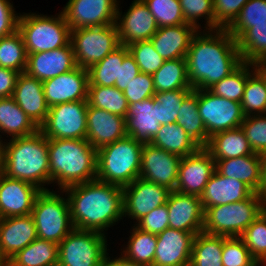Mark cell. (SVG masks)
Instances as JSON below:
<instances>
[{
    "label": "cell",
    "instance_id": "cell-1",
    "mask_svg": "<svg viewBox=\"0 0 266 266\" xmlns=\"http://www.w3.org/2000/svg\"><path fill=\"white\" fill-rule=\"evenodd\" d=\"M185 58L193 89H209L242 63L237 41L227 29L198 30Z\"/></svg>",
    "mask_w": 266,
    "mask_h": 266
},
{
    "label": "cell",
    "instance_id": "cell-2",
    "mask_svg": "<svg viewBox=\"0 0 266 266\" xmlns=\"http://www.w3.org/2000/svg\"><path fill=\"white\" fill-rule=\"evenodd\" d=\"M75 229L107 233L123 220V188L97 179L63 189ZM105 230V231H104Z\"/></svg>",
    "mask_w": 266,
    "mask_h": 266
},
{
    "label": "cell",
    "instance_id": "cell-3",
    "mask_svg": "<svg viewBox=\"0 0 266 266\" xmlns=\"http://www.w3.org/2000/svg\"><path fill=\"white\" fill-rule=\"evenodd\" d=\"M2 142L1 173L28 182L41 191L51 190L48 138L40 130ZM45 186V187H44Z\"/></svg>",
    "mask_w": 266,
    "mask_h": 266
},
{
    "label": "cell",
    "instance_id": "cell-4",
    "mask_svg": "<svg viewBox=\"0 0 266 266\" xmlns=\"http://www.w3.org/2000/svg\"><path fill=\"white\" fill-rule=\"evenodd\" d=\"M50 185L58 190L96 179L97 150L86 139H48Z\"/></svg>",
    "mask_w": 266,
    "mask_h": 266
},
{
    "label": "cell",
    "instance_id": "cell-5",
    "mask_svg": "<svg viewBox=\"0 0 266 266\" xmlns=\"http://www.w3.org/2000/svg\"><path fill=\"white\" fill-rule=\"evenodd\" d=\"M141 142L125 136L97 149L96 179L124 187L140 175Z\"/></svg>",
    "mask_w": 266,
    "mask_h": 266
},
{
    "label": "cell",
    "instance_id": "cell-6",
    "mask_svg": "<svg viewBox=\"0 0 266 266\" xmlns=\"http://www.w3.org/2000/svg\"><path fill=\"white\" fill-rule=\"evenodd\" d=\"M265 208L266 199L254 192L242 201L209 207L204 212L203 232L240 237Z\"/></svg>",
    "mask_w": 266,
    "mask_h": 266
},
{
    "label": "cell",
    "instance_id": "cell-7",
    "mask_svg": "<svg viewBox=\"0 0 266 266\" xmlns=\"http://www.w3.org/2000/svg\"><path fill=\"white\" fill-rule=\"evenodd\" d=\"M18 31L27 54L52 51L70 43L71 30L61 11L51 17L41 13H20Z\"/></svg>",
    "mask_w": 266,
    "mask_h": 266
},
{
    "label": "cell",
    "instance_id": "cell-8",
    "mask_svg": "<svg viewBox=\"0 0 266 266\" xmlns=\"http://www.w3.org/2000/svg\"><path fill=\"white\" fill-rule=\"evenodd\" d=\"M63 194V190L52 189L37 195L31 215L39 239L59 244L74 229L69 202Z\"/></svg>",
    "mask_w": 266,
    "mask_h": 266
},
{
    "label": "cell",
    "instance_id": "cell-9",
    "mask_svg": "<svg viewBox=\"0 0 266 266\" xmlns=\"http://www.w3.org/2000/svg\"><path fill=\"white\" fill-rule=\"evenodd\" d=\"M70 43L76 65L85 69L103 60L121 45L116 23L73 29L70 33Z\"/></svg>",
    "mask_w": 266,
    "mask_h": 266
},
{
    "label": "cell",
    "instance_id": "cell-10",
    "mask_svg": "<svg viewBox=\"0 0 266 266\" xmlns=\"http://www.w3.org/2000/svg\"><path fill=\"white\" fill-rule=\"evenodd\" d=\"M107 246L106 235L74 228L59 243L57 266H102Z\"/></svg>",
    "mask_w": 266,
    "mask_h": 266
},
{
    "label": "cell",
    "instance_id": "cell-11",
    "mask_svg": "<svg viewBox=\"0 0 266 266\" xmlns=\"http://www.w3.org/2000/svg\"><path fill=\"white\" fill-rule=\"evenodd\" d=\"M87 108V101L49 107L46 120L39 130L48 139H86Z\"/></svg>",
    "mask_w": 266,
    "mask_h": 266
},
{
    "label": "cell",
    "instance_id": "cell-12",
    "mask_svg": "<svg viewBox=\"0 0 266 266\" xmlns=\"http://www.w3.org/2000/svg\"><path fill=\"white\" fill-rule=\"evenodd\" d=\"M198 111L209 137L239 128L245 119L240 102L216 96L208 89H198Z\"/></svg>",
    "mask_w": 266,
    "mask_h": 266
},
{
    "label": "cell",
    "instance_id": "cell-13",
    "mask_svg": "<svg viewBox=\"0 0 266 266\" xmlns=\"http://www.w3.org/2000/svg\"><path fill=\"white\" fill-rule=\"evenodd\" d=\"M123 188V217L131 218L134 225L153 209L167 203L171 190L138 177Z\"/></svg>",
    "mask_w": 266,
    "mask_h": 266
},
{
    "label": "cell",
    "instance_id": "cell-14",
    "mask_svg": "<svg viewBox=\"0 0 266 266\" xmlns=\"http://www.w3.org/2000/svg\"><path fill=\"white\" fill-rule=\"evenodd\" d=\"M119 0H69L62 8L70 30L116 23Z\"/></svg>",
    "mask_w": 266,
    "mask_h": 266
},
{
    "label": "cell",
    "instance_id": "cell-15",
    "mask_svg": "<svg viewBox=\"0 0 266 266\" xmlns=\"http://www.w3.org/2000/svg\"><path fill=\"white\" fill-rule=\"evenodd\" d=\"M181 157L148 143L141 151L139 177L174 191Z\"/></svg>",
    "mask_w": 266,
    "mask_h": 266
},
{
    "label": "cell",
    "instance_id": "cell-16",
    "mask_svg": "<svg viewBox=\"0 0 266 266\" xmlns=\"http://www.w3.org/2000/svg\"><path fill=\"white\" fill-rule=\"evenodd\" d=\"M215 160L205 147L181 158L175 191L201 196L215 171Z\"/></svg>",
    "mask_w": 266,
    "mask_h": 266
},
{
    "label": "cell",
    "instance_id": "cell-17",
    "mask_svg": "<svg viewBox=\"0 0 266 266\" xmlns=\"http://www.w3.org/2000/svg\"><path fill=\"white\" fill-rule=\"evenodd\" d=\"M117 7L116 25L118 28L119 42L129 45L138 41L150 40L157 32L158 25L143 0L132 1L129 9L124 14Z\"/></svg>",
    "mask_w": 266,
    "mask_h": 266
},
{
    "label": "cell",
    "instance_id": "cell-18",
    "mask_svg": "<svg viewBox=\"0 0 266 266\" xmlns=\"http://www.w3.org/2000/svg\"><path fill=\"white\" fill-rule=\"evenodd\" d=\"M88 71L77 66L70 72L43 81V91L49 107L73 102L87 101Z\"/></svg>",
    "mask_w": 266,
    "mask_h": 266
},
{
    "label": "cell",
    "instance_id": "cell-19",
    "mask_svg": "<svg viewBox=\"0 0 266 266\" xmlns=\"http://www.w3.org/2000/svg\"><path fill=\"white\" fill-rule=\"evenodd\" d=\"M195 236L172 228L157 234L153 266H189Z\"/></svg>",
    "mask_w": 266,
    "mask_h": 266
},
{
    "label": "cell",
    "instance_id": "cell-20",
    "mask_svg": "<svg viewBox=\"0 0 266 266\" xmlns=\"http://www.w3.org/2000/svg\"><path fill=\"white\" fill-rule=\"evenodd\" d=\"M40 192L36 186L9 178L0 172V218L31 214Z\"/></svg>",
    "mask_w": 266,
    "mask_h": 266
},
{
    "label": "cell",
    "instance_id": "cell-21",
    "mask_svg": "<svg viewBox=\"0 0 266 266\" xmlns=\"http://www.w3.org/2000/svg\"><path fill=\"white\" fill-rule=\"evenodd\" d=\"M167 208L169 228L198 234L203 232L204 209L199 196L171 191Z\"/></svg>",
    "mask_w": 266,
    "mask_h": 266
},
{
    "label": "cell",
    "instance_id": "cell-22",
    "mask_svg": "<svg viewBox=\"0 0 266 266\" xmlns=\"http://www.w3.org/2000/svg\"><path fill=\"white\" fill-rule=\"evenodd\" d=\"M125 136V117L88 105L86 140L96 150Z\"/></svg>",
    "mask_w": 266,
    "mask_h": 266
},
{
    "label": "cell",
    "instance_id": "cell-23",
    "mask_svg": "<svg viewBox=\"0 0 266 266\" xmlns=\"http://www.w3.org/2000/svg\"><path fill=\"white\" fill-rule=\"evenodd\" d=\"M75 55L71 43L65 47L39 53L28 54L25 72L45 81L76 68Z\"/></svg>",
    "mask_w": 266,
    "mask_h": 266
},
{
    "label": "cell",
    "instance_id": "cell-24",
    "mask_svg": "<svg viewBox=\"0 0 266 266\" xmlns=\"http://www.w3.org/2000/svg\"><path fill=\"white\" fill-rule=\"evenodd\" d=\"M38 238L31 214L0 218V257L8 261Z\"/></svg>",
    "mask_w": 266,
    "mask_h": 266
},
{
    "label": "cell",
    "instance_id": "cell-25",
    "mask_svg": "<svg viewBox=\"0 0 266 266\" xmlns=\"http://www.w3.org/2000/svg\"><path fill=\"white\" fill-rule=\"evenodd\" d=\"M12 97L38 128L44 123L49 106L45 99L42 81L26 72L20 73Z\"/></svg>",
    "mask_w": 266,
    "mask_h": 266
},
{
    "label": "cell",
    "instance_id": "cell-26",
    "mask_svg": "<svg viewBox=\"0 0 266 266\" xmlns=\"http://www.w3.org/2000/svg\"><path fill=\"white\" fill-rule=\"evenodd\" d=\"M158 107L154 97L129 105L126 116V135L142 144L150 143L161 127L157 121Z\"/></svg>",
    "mask_w": 266,
    "mask_h": 266
},
{
    "label": "cell",
    "instance_id": "cell-27",
    "mask_svg": "<svg viewBox=\"0 0 266 266\" xmlns=\"http://www.w3.org/2000/svg\"><path fill=\"white\" fill-rule=\"evenodd\" d=\"M197 31L198 29L191 24L163 26L158 28L150 41L164 60L185 58Z\"/></svg>",
    "mask_w": 266,
    "mask_h": 266
},
{
    "label": "cell",
    "instance_id": "cell-28",
    "mask_svg": "<svg viewBox=\"0 0 266 266\" xmlns=\"http://www.w3.org/2000/svg\"><path fill=\"white\" fill-rule=\"evenodd\" d=\"M253 191L242 181L221 175L216 169L200 196L204 212L212 206L247 199Z\"/></svg>",
    "mask_w": 266,
    "mask_h": 266
},
{
    "label": "cell",
    "instance_id": "cell-29",
    "mask_svg": "<svg viewBox=\"0 0 266 266\" xmlns=\"http://www.w3.org/2000/svg\"><path fill=\"white\" fill-rule=\"evenodd\" d=\"M216 170L223 176L237 179L254 193L261 190V161L259 154L218 160Z\"/></svg>",
    "mask_w": 266,
    "mask_h": 266
},
{
    "label": "cell",
    "instance_id": "cell-30",
    "mask_svg": "<svg viewBox=\"0 0 266 266\" xmlns=\"http://www.w3.org/2000/svg\"><path fill=\"white\" fill-rule=\"evenodd\" d=\"M205 148L218 160L255 154L241 127L213 134Z\"/></svg>",
    "mask_w": 266,
    "mask_h": 266
},
{
    "label": "cell",
    "instance_id": "cell-31",
    "mask_svg": "<svg viewBox=\"0 0 266 266\" xmlns=\"http://www.w3.org/2000/svg\"><path fill=\"white\" fill-rule=\"evenodd\" d=\"M39 128L32 122L27 114L18 106L14 98H0V141L2 135L11 139L28 136ZM3 133V134H2ZM2 134V135H1Z\"/></svg>",
    "mask_w": 266,
    "mask_h": 266
},
{
    "label": "cell",
    "instance_id": "cell-32",
    "mask_svg": "<svg viewBox=\"0 0 266 266\" xmlns=\"http://www.w3.org/2000/svg\"><path fill=\"white\" fill-rule=\"evenodd\" d=\"M59 244L36 238L8 261V266H57Z\"/></svg>",
    "mask_w": 266,
    "mask_h": 266
},
{
    "label": "cell",
    "instance_id": "cell-33",
    "mask_svg": "<svg viewBox=\"0 0 266 266\" xmlns=\"http://www.w3.org/2000/svg\"><path fill=\"white\" fill-rule=\"evenodd\" d=\"M150 144L181 158L196 152L201 147L177 123L161 125Z\"/></svg>",
    "mask_w": 266,
    "mask_h": 266
},
{
    "label": "cell",
    "instance_id": "cell-34",
    "mask_svg": "<svg viewBox=\"0 0 266 266\" xmlns=\"http://www.w3.org/2000/svg\"><path fill=\"white\" fill-rule=\"evenodd\" d=\"M176 123L201 147L208 144L210 137L198 111V89H193L182 101Z\"/></svg>",
    "mask_w": 266,
    "mask_h": 266
},
{
    "label": "cell",
    "instance_id": "cell-35",
    "mask_svg": "<svg viewBox=\"0 0 266 266\" xmlns=\"http://www.w3.org/2000/svg\"><path fill=\"white\" fill-rule=\"evenodd\" d=\"M129 53L126 45H120L103 60L90 66L88 71V86H115L119 82L120 66Z\"/></svg>",
    "mask_w": 266,
    "mask_h": 266
},
{
    "label": "cell",
    "instance_id": "cell-36",
    "mask_svg": "<svg viewBox=\"0 0 266 266\" xmlns=\"http://www.w3.org/2000/svg\"><path fill=\"white\" fill-rule=\"evenodd\" d=\"M152 77L155 92L193 89L188 79L186 58L165 60Z\"/></svg>",
    "mask_w": 266,
    "mask_h": 266
},
{
    "label": "cell",
    "instance_id": "cell-37",
    "mask_svg": "<svg viewBox=\"0 0 266 266\" xmlns=\"http://www.w3.org/2000/svg\"><path fill=\"white\" fill-rule=\"evenodd\" d=\"M127 246L121 249V255L136 264L153 266L157 235L140 230L132 225Z\"/></svg>",
    "mask_w": 266,
    "mask_h": 266
},
{
    "label": "cell",
    "instance_id": "cell-38",
    "mask_svg": "<svg viewBox=\"0 0 266 266\" xmlns=\"http://www.w3.org/2000/svg\"><path fill=\"white\" fill-rule=\"evenodd\" d=\"M236 41L242 62L266 63V22L252 23Z\"/></svg>",
    "mask_w": 266,
    "mask_h": 266
},
{
    "label": "cell",
    "instance_id": "cell-39",
    "mask_svg": "<svg viewBox=\"0 0 266 266\" xmlns=\"http://www.w3.org/2000/svg\"><path fill=\"white\" fill-rule=\"evenodd\" d=\"M223 236L200 232L195 236L189 266H223Z\"/></svg>",
    "mask_w": 266,
    "mask_h": 266
},
{
    "label": "cell",
    "instance_id": "cell-40",
    "mask_svg": "<svg viewBox=\"0 0 266 266\" xmlns=\"http://www.w3.org/2000/svg\"><path fill=\"white\" fill-rule=\"evenodd\" d=\"M255 70L256 64L242 62L232 73L215 83L208 90L216 96L241 103L247 78Z\"/></svg>",
    "mask_w": 266,
    "mask_h": 266
},
{
    "label": "cell",
    "instance_id": "cell-41",
    "mask_svg": "<svg viewBox=\"0 0 266 266\" xmlns=\"http://www.w3.org/2000/svg\"><path fill=\"white\" fill-rule=\"evenodd\" d=\"M87 102L89 106L107 112L127 116L129 104L123 91L115 86H88Z\"/></svg>",
    "mask_w": 266,
    "mask_h": 266
},
{
    "label": "cell",
    "instance_id": "cell-42",
    "mask_svg": "<svg viewBox=\"0 0 266 266\" xmlns=\"http://www.w3.org/2000/svg\"><path fill=\"white\" fill-rule=\"evenodd\" d=\"M27 58L24 40L18 30L0 39V67L22 73L26 70Z\"/></svg>",
    "mask_w": 266,
    "mask_h": 266
},
{
    "label": "cell",
    "instance_id": "cell-43",
    "mask_svg": "<svg viewBox=\"0 0 266 266\" xmlns=\"http://www.w3.org/2000/svg\"><path fill=\"white\" fill-rule=\"evenodd\" d=\"M241 107L245 116L266 114V80L257 70L247 78Z\"/></svg>",
    "mask_w": 266,
    "mask_h": 266
},
{
    "label": "cell",
    "instance_id": "cell-44",
    "mask_svg": "<svg viewBox=\"0 0 266 266\" xmlns=\"http://www.w3.org/2000/svg\"><path fill=\"white\" fill-rule=\"evenodd\" d=\"M259 265L266 264V208L240 236Z\"/></svg>",
    "mask_w": 266,
    "mask_h": 266
},
{
    "label": "cell",
    "instance_id": "cell-45",
    "mask_svg": "<svg viewBox=\"0 0 266 266\" xmlns=\"http://www.w3.org/2000/svg\"><path fill=\"white\" fill-rule=\"evenodd\" d=\"M193 89H178L166 92H155L154 99L158 102L157 121L161 125L177 122L179 109L184 98Z\"/></svg>",
    "mask_w": 266,
    "mask_h": 266
},
{
    "label": "cell",
    "instance_id": "cell-46",
    "mask_svg": "<svg viewBox=\"0 0 266 266\" xmlns=\"http://www.w3.org/2000/svg\"><path fill=\"white\" fill-rule=\"evenodd\" d=\"M261 22H266V0H249L227 31L237 40L252 23Z\"/></svg>",
    "mask_w": 266,
    "mask_h": 266
},
{
    "label": "cell",
    "instance_id": "cell-47",
    "mask_svg": "<svg viewBox=\"0 0 266 266\" xmlns=\"http://www.w3.org/2000/svg\"><path fill=\"white\" fill-rule=\"evenodd\" d=\"M155 18L158 27L188 24L185 22L179 0H143Z\"/></svg>",
    "mask_w": 266,
    "mask_h": 266
},
{
    "label": "cell",
    "instance_id": "cell-48",
    "mask_svg": "<svg viewBox=\"0 0 266 266\" xmlns=\"http://www.w3.org/2000/svg\"><path fill=\"white\" fill-rule=\"evenodd\" d=\"M179 2L186 23L201 30L202 26L198 20L204 19L206 24L203 29L214 30L213 0H179Z\"/></svg>",
    "mask_w": 266,
    "mask_h": 266
},
{
    "label": "cell",
    "instance_id": "cell-49",
    "mask_svg": "<svg viewBox=\"0 0 266 266\" xmlns=\"http://www.w3.org/2000/svg\"><path fill=\"white\" fill-rule=\"evenodd\" d=\"M223 266H260L241 237L223 236Z\"/></svg>",
    "mask_w": 266,
    "mask_h": 266
},
{
    "label": "cell",
    "instance_id": "cell-50",
    "mask_svg": "<svg viewBox=\"0 0 266 266\" xmlns=\"http://www.w3.org/2000/svg\"><path fill=\"white\" fill-rule=\"evenodd\" d=\"M142 73L153 75L164 63L150 40L138 41L127 45Z\"/></svg>",
    "mask_w": 266,
    "mask_h": 266
},
{
    "label": "cell",
    "instance_id": "cell-51",
    "mask_svg": "<svg viewBox=\"0 0 266 266\" xmlns=\"http://www.w3.org/2000/svg\"><path fill=\"white\" fill-rule=\"evenodd\" d=\"M240 127L255 154L266 152V114L245 116Z\"/></svg>",
    "mask_w": 266,
    "mask_h": 266
},
{
    "label": "cell",
    "instance_id": "cell-52",
    "mask_svg": "<svg viewBox=\"0 0 266 266\" xmlns=\"http://www.w3.org/2000/svg\"><path fill=\"white\" fill-rule=\"evenodd\" d=\"M249 0H213L214 30L227 29Z\"/></svg>",
    "mask_w": 266,
    "mask_h": 266
},
{
    "label": "cell",
    "instance_id": "cell-53",
    "mask_svg": "<svg viewBox=\"0 0 266 266\" xmlns=\"http://www.w3.org/2000/svg\"><path fill=\"white\" fill-rule=\"evenodd\" d=\"M123 94L129 105L153 97L155 88L152 75L142 72L139 73L128 84Z\"/></svg>",
    "mask_w": 266,
    "mask_h": 266
},
{
    "label": "cell",
    "instance_id": "cell-54",
    "mask_svg": "<svg viewBox=\"0 0 266 266\" xmlns=\"http://www.w3.org/2000/svg\"><path fill=\"white\" fill-rule=\"evenodd\" d=\"M135 226L148 233L159 234L169 228V214L167 203L153 209L141 218Z\"/></svg>",
    "mask_w": 266,
    "mask_h": 266
},
{
    "label": "cell",
    "instance_id": "cell-55",
    "mask_svg": "<svg viewBox=\"0 0 266 266\" xmlns=\"http://www.w3.org/2000/svg\"><path fill=\"white\" fill-rule=\"evenodd\" d=\"M20 13H16L10 0H0V39L18 30Z\"/></svg>",
    "mask_w": 266,
    "mask_h": 266
},
{
    "label": "cell",
    "instance_id": "cell-56",
    "mask_svg": "<svg viewBox=\"0 0 266 266\" xmlns=\"http://www.w3.org/2000/svg\"><path fill=\"white\" fill-rule=\"evenodd\" d=\"M139 73H141L134 57L128 53L120 66L119 72V82H115V87L121 91H124L128 84L135 78Z\"/></svg>",
    "mask_w": 266,
    "mask_h": 266
},
{
    "label": "cell",
    "instance_id": "cell-57",
    "mask_svg": "<svg viewBox=\"0 0 266 266\" xmlns=\"http://www.w3.org/2000/svg\"><path fill=\"white\" fill-rule=\"evenodd\" d=\"M20 72L0 67V98L13 95Z\"/></svg>",
    "mask_w": 266,
    "mask_h": 266
},
{
    "label": "cell",
    "instance_id": "cell-58",
    "mask_svg": "<svg viewBox=\"0 0 266 266\" xmlns=\"http://www.w3.org/2000/svg\"><path fill=\"white\" fill-rule=\"evenodd\" d=\"M109 256V253L106 254L102 266H145L141 264H136L125 259L122 255L120 257H115L114 259Z\"/></svg>",
    "mask_w": 266,
    "mask_h": 266
},
{
    "label": "cell",
    "instance_id": "cell-59",
    "mask_svg": "<svg viewBox=\"0 0 266 266\" xmlns=\"http://www.w3.org/2000/svg\"><path fill=\"white\" fill-rule=\"evenodd\" d=\"M261 161V190L259 192L266 199V152L260 154Z\"/></svg>",
    "mask_w": 266,
    "mask_h": 266
},
{
    "label": "cell",
    "instance_id": "cell-60",
    "mask_svg": "<svg viewBox=\"0 0 266 266\" xmlns=\"http://www.w3.org/2000/svg\"><path fill=\"white\" fill-rule=\"evenodd\" d=\"M256 70L265 78L266 80V63L256 64Z\"/></svg>",
    "mask_w": 266,
    "mask_h": 266
},
{
    "label": "cell",
    "instance_id": "cell-61",
    "mask_svg": "<svg viewBox=\"0 0 266 266\" xmlns=\"http://www.w3.org/2000/svg\"><path fill=\"white\" fill-rule=\"evenodd\" d=\"M0 266H8L7 261L4 258L0 257Z\"/></svg>",
    "mask_w": 266,
    "mask_h": 266
},
{
    "label": "cell",
    "instance_id": "cell-62",
    "mask_svg": "<svg viewBox=\"0 0 266 266\" xmlns=\"http://www.w3.org/2000/svg\"><path fill=\"white\" fill-rule=\"evenodd\" d=\"M1 161H2V142L0 141V172H1Z\"/></svg>",
    "mask_w": 266,
    "mask_h": 266
}]
</instances>
